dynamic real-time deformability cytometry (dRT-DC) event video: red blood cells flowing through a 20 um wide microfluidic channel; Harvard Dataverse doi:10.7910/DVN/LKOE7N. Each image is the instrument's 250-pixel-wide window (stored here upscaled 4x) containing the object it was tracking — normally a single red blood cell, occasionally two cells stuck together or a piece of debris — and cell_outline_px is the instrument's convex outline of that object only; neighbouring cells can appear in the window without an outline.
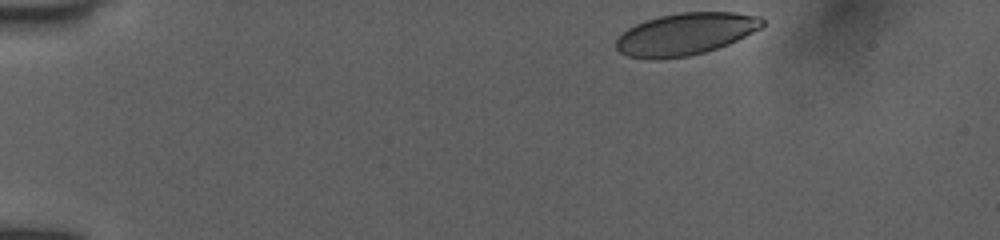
{"species": "human", "species_latin": "Homo sapiens", "temperature_condition": "room temperature", "stored_images_in_passage": 16, "camera_frame_rate_fps": 3000, "um_per_image_px": 0.085, "donor": {"sex": "female"}, "frame": {"image": 1, "passage_image": 1, "time_ms": 0.0, "image_size_px": [1000, 240], "cell_outline_px": [[764, 24], [760, 28], [728, 44], [704, 52], [688, 56], [660, 60], [652, 60], [628, 56], [620, 52], [616, 48], [616, 40], [628, 28], [644, 20], [660, 16], [680, 12], [736, 12], [760, 16], [764, 20]], "centroid_in_image_um": [58.25, 2.89], "position_along_channel_um": 26.7, "area_um2": 35.84}}
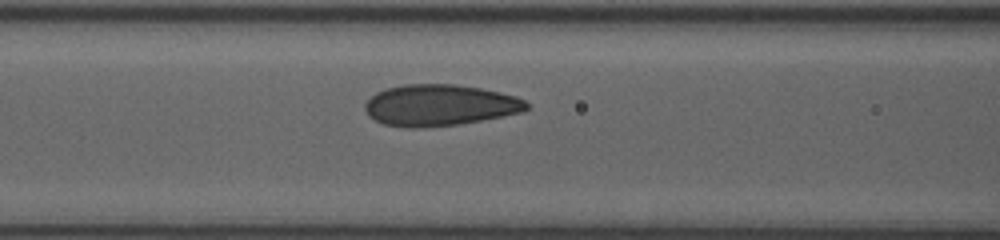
{"frame": {"image": 2, "passage_image": 10, "time_ms": 5.0, "image_size_px": [1000, 240], "cell_outline_px": [[528, 108], [524, 112], [460, 124], [424, 128], [408, 128], [384, 124], [368, 116], [364, 108], [364, 104], [376, 92], [388, 88], [404, 84], [456, 84], [480, 88], [500, 92], [516, 96], [524, 100], [528, 104]], "centroid_in_image_um": [37.37, 8.95], "position_along_channel_um": 129.2, "area_um2": 39.07}}
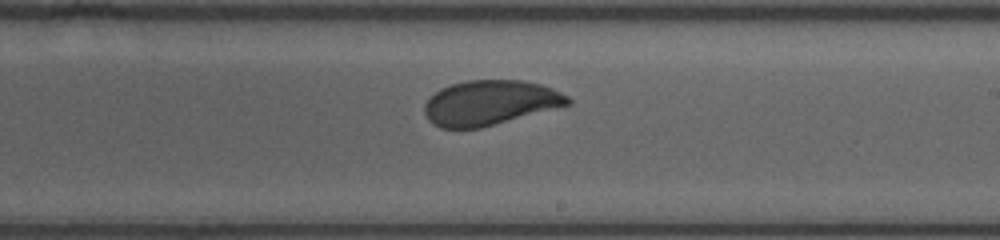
{"frame": {"image": 3, "passage_image": 16, "time_ms": 8.0, "image_size_px": [1000, 240], "cell_outline_px": [[572, 100], [568, 104], [480, 128], [440, 128], [432, 124], [428, 120], [424, 112], [424, 104], [440, 88], [452, 84], [468, 80], [524, 80], [540, 84], [552, 88], [568, 96]], "centroid_in_image_um": [41.6, 8.73], "position_along_channel_um": 247.4, "area_um2": 37.05}}